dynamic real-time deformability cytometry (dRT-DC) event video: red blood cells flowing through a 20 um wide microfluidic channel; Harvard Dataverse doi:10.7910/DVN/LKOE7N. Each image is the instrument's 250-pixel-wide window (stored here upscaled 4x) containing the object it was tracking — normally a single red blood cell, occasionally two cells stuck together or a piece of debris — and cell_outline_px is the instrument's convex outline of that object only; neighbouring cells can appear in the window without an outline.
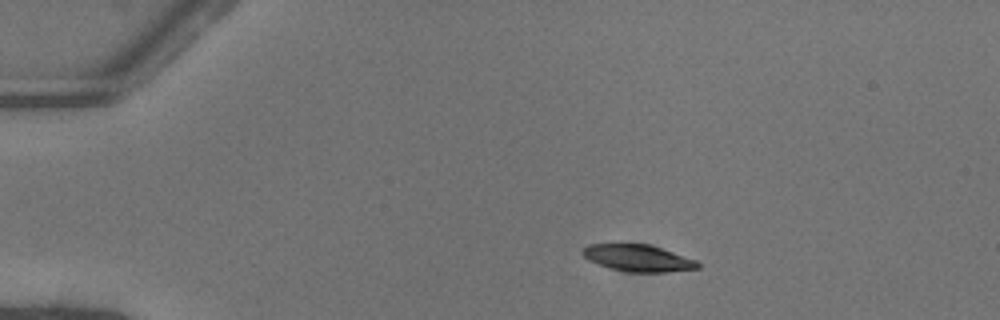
{"species": "common noctule bat (a hibernating species)", "species_latin": "Nyctalus noctula", "temperature_condition": "warm", "stored_images_in_passage": 42, "camera_frame_rate_fps": 3000, "um_per_image_px": 0.085, "animal": {"sex": "female"}, "frame": {"image": 1, "passage_image": 1, "time_ms": 0.0, "image_size_px": [1000, 320], "cell_outline_px": [[700, 268], [668, 272], [628, 272], [612, 268], [588, 260], [580, 252], [588, 244], [648, 244], [696, 260], [700, 264]], "centroid_in_image_um": [54.23, 21.94], "position_along_channel_um": 30.8, "area_um2": 17.74}}
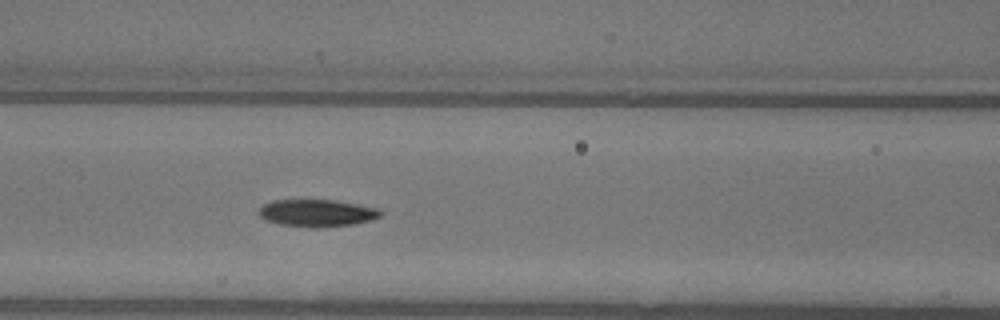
{"frame": {"image": 2, "passage_image": 14, "time_ms": 4.333, "image_size_px": [1000, 320], "cell_outline_px": [[384, 212], [380, 216], [372, 220], [352, 224], [320, 228], [312, 228], [280, 224], [264, 220], [256, 212], [264, 204], [272, 200], [332, 200], [356, 204], [376, 208]], "centroid_in_image_um": [26.91, 18.11], "position_along_channel_um": 139.7, "area_um2": 19.36}}
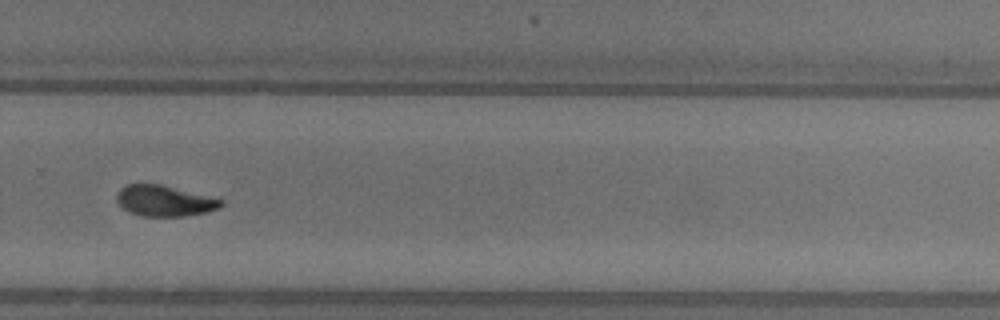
{"frame": {"image": 3, "passage_image": 27, "time_ms": 8.667, "image_size_px": [1000, 320], "cell_outline_px": [[224, 204], [220, 208], [208, 212], [184, 216], [140, 216], [128, 212], [116, 200], [116, 196], [120, 188], [128, 184], [160, 184], [224, 200]], "centroid_in_image_um": [13.98, 17.08], "position_along_channel_um": 315.8, "area_um2": 18.73}, "authors_computed_cell_mechanics": {"area_um2": 19.3341, "velocity_mm_per_s": 4.0756, "shape_relaxation_time_tau1_ms": 2.6322, "shape_relaxation_time_tau2_ms": 2.5278, "deformation_change_tau1": 0.1484, "deformation_change_tau2": 0.0531}}